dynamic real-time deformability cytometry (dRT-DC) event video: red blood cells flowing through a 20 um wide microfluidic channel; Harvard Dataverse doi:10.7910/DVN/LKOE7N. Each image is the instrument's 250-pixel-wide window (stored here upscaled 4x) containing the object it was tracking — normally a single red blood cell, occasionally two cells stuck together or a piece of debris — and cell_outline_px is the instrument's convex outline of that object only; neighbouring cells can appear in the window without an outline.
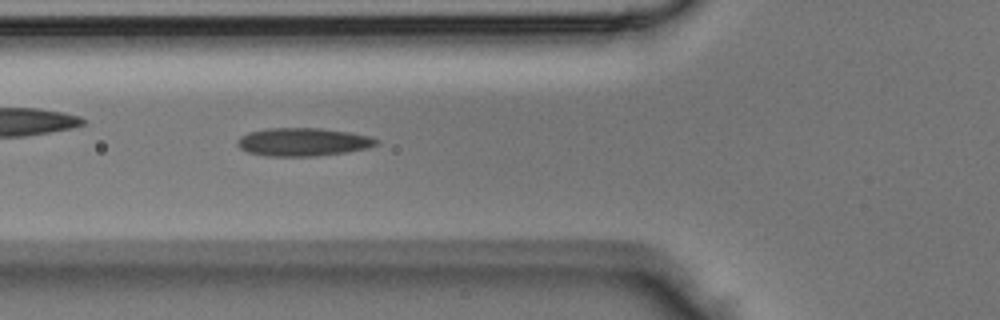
{"species": "Egyptian fruit bat (a non-hibernating species)", "species_latin": "Rousettus aegyptiacus", "temperature_condition": "room temperature", "stored_images_in_passage": 43, "camera_frame_rate_fps": 3000, "um_per_image_px": 0.085, "animal": {"sex": "male"}, "frame": {"image": 1, "passage_image": 14, "time_ms": 4.333, "image_size_px": [1000, 320], "cell_outline_px": [[380, 140], [376, 144], [368, 148], [348, 152], [316, 156], [268, 156], [248, 152], [240, 148], [236, 144], [236, 140], [240, 136], [248, 132], [268, 128], [320, 128], [348, 132], [372, 136]], "centroid_in_image_um": [25.76, 12.06], "position_along_channel_um": 100.0, "area_um2": 22.95}}
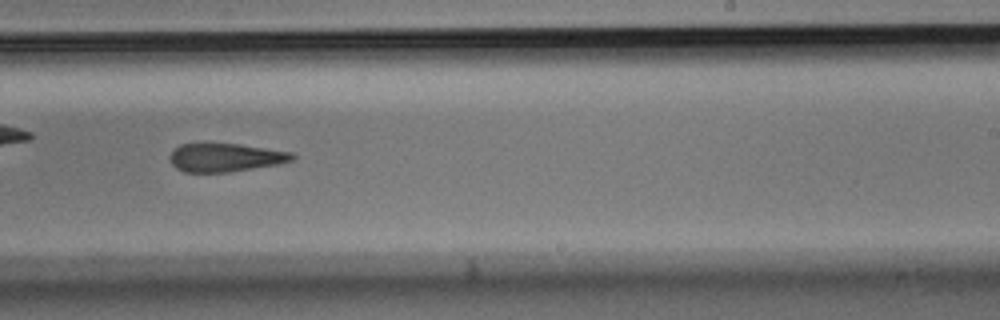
{"frame": {"image": 2, "passage_image": 25, "time_ms": 8.0, "image_size_px": [1000, 320], "cell_outline_px": [[296, 156], [292, 160], [280, 164], [228, 172], [184, 172], [176, 168], [168, 160], [168, 156], [180, 144], [240, 144], [292, 152]], "centroid_in_image_um": [19.15, 13.39], "position_along_channel_um": 269.8, "area_um2": 20.23}}
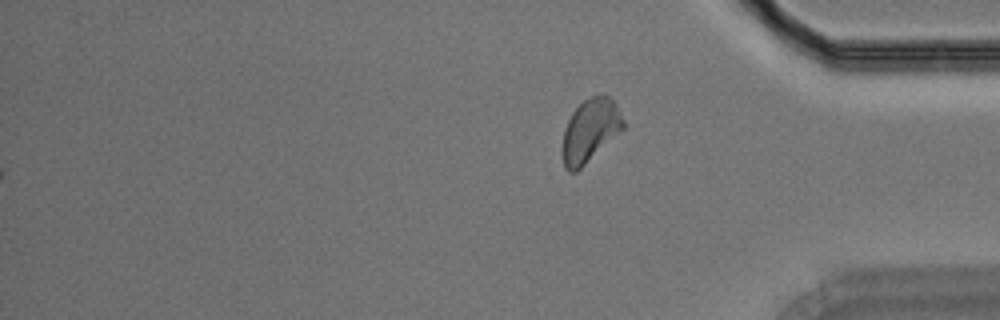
{"frame": {"image": 3, "passage_image": 43, "time_ms": 14.0, "image_size_px": [1000, 320], "cell_outline_px": [[624, 128], [620, 132], [576, 172], [568, 172], [564, 168], [560, 152], [564, 128], [572, 112], [584, 100], [592, 96], [604, 92], [612, 100], [620, 112], [624, 120]], "centroid_in_image_um": [50.12, 11.11], "position_along_channel_um": 385.1, "area_um2": 22.54}}